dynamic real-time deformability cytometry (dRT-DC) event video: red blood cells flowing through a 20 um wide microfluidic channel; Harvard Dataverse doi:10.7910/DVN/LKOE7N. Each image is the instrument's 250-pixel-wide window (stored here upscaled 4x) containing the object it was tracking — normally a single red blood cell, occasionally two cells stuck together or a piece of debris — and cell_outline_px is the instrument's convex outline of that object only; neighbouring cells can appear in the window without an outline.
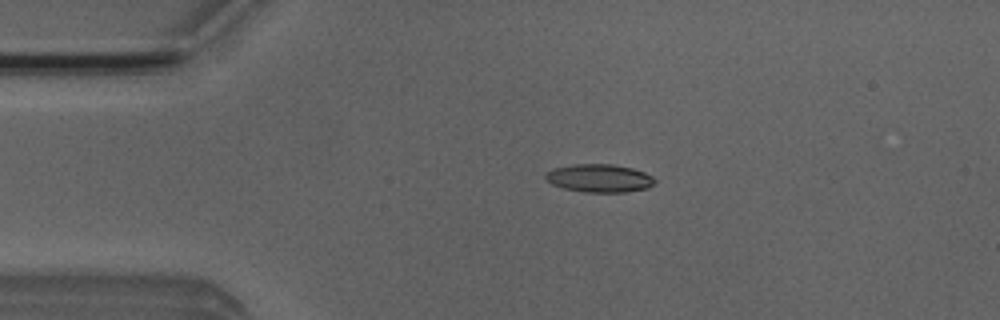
{"species": "Egyptian fruit bat (a non-hibernating species)", "species_latin": "Rousettus aegyptiacus", "temperature_condition": "room temperature", "stored_images_in_passage": 2, "camera_frame_rate_fps": 3000, "um_per_image_px": 0.085, "animal": {"sex": "male"}, "frame": {"image": 1, "passage_image": 1, "time_ms": 0.0, "image_size_px": [1000, 320], "cell_outline_px": [[656, 180], [648, 188], [624, 192], [584, 192], [564, 188], [552, 184], [544, 176], [548, 172], [556, 168], [572, 164], [612, 164], [632, 168], [644, 172], [652, 176]], "centroid_in_image_um": [50.97, 15.14], "position_along_channel_um": 34.0, "area_um2": 17.69}}
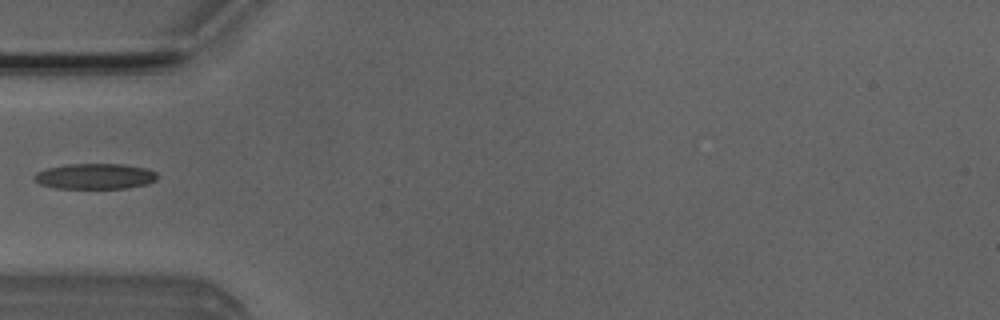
{"frame": {"image": 2, "passage_image": 2, "time_ms": 2.0, "image_size_px": [1000, 320], "cell_outline_px": [[156, 180], [148, 184], [128, 188], [56, 188], [40, 184], [32, 176], [36, 172], [48, 168], [68, 164], [124, 164], [148, 168], [156, 172]], "centroid_in_image_um": [8.1, 14.98], "position_along_channel_um": 76.9, "area_um2": 18.38}}